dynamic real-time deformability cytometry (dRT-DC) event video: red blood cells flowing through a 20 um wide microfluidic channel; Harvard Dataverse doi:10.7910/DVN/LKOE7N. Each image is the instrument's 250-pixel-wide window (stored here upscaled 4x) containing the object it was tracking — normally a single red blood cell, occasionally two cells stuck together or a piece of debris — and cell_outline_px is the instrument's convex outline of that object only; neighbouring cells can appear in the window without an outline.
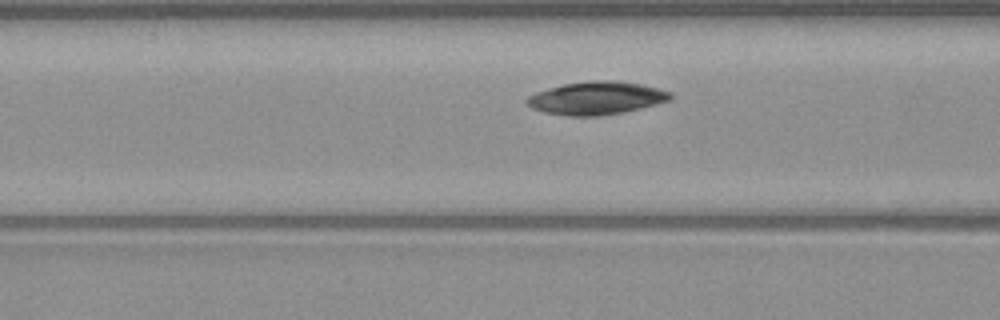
{"species": "common noctule bat (a hibernating species)", "species_latin": "Nyctalus noctula", "temperature_condition": "warm", "stored_images_in_passage": 37, "camera_frame_rate_fps": 3000, "um_per_image_px": 0.085, "animal": {"sex": "male", "body_mass_g": 23.1, "forearm_length_mm": 52.7}, "frame": {"image": 1, "passage_image": 12, "time_ms": 3.667, "image_size_px": [1000, 320], "cell_outline_px": [[672, 100], [640, 108], [600, 116], [568, 116], [544, 112], [532, 108], [524, 100], [528, 96], [536, 92], [548, 88], [564, 84], [592, 80], [616, 80], [640, 84], [672, 92]], "centroid_in_image_um": [50.69, 8.33], "position_along_channel_um": 115.9, "area_um2": 27.51}}
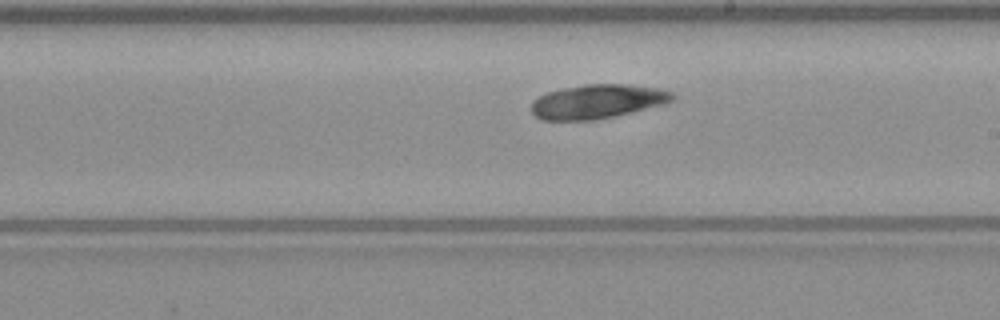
{"frame": {"image": 2, "passage_image": 21, "time_ms": 6.667, "image_size_px": [1000, 320], "cell_outline_px": [[676, 96], [672, 100], [664, 104], [632, 112], [596, 120], [544, 120], [536, 116], [532, 112], [532, 100], [548, 92], [560, 88], [584, 84], [624, 84], [660, 88], [672, 92]], "centroid_in_image_um": [50.79, 8.62], "position_along_channel_um": 238.2, "area_um2": 28.09}}
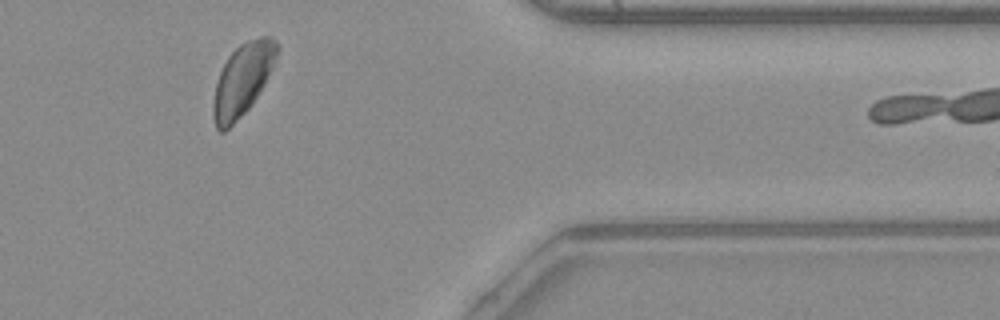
{"frame": {"image": 3, "passage_image": 34, "time_ms": 11.0, "image_size_px": [1000, 320], "cell_outline_px": [[280, 48], [272, 68], [264, 84], [248, 108], [224, 132], [220, 132], [216, 128], [212, 116], [212, 104], [216, 84], [220, 72], [228, 56], [240, 44], [248, 40], [260, 36], [272, 36], [276, 40]], "centroid_in_image_um": [20.61, 6.74], "position_along_channel_um": 390.8, "area_um2": 26.53}}